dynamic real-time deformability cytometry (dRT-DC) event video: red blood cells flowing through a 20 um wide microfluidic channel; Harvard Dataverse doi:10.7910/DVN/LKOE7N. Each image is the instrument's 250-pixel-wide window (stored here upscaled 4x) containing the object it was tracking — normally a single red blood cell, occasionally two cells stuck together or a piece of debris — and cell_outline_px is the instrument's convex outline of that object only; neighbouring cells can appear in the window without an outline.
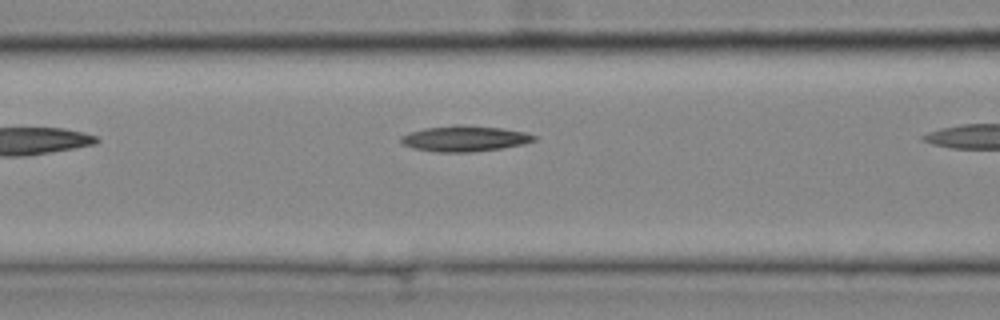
{"species": "common noctule bat (a hibernating species)", "species_latin": "Nyctalus noctula", "temperature_condition": "cold", "stored_images_in_passage": 7, "camera_frame_rate_fps": 3000, "um_per_image_px": 0.085, "animal": {"sex": "female", "body_mass_g": 25.1}, "frame": {"image": 1, "passage_image": 3, "time_ms": 0.667, "image_size_px": [1000, 320], "cell_outline_px": [[536, 140], [524, 144], [500, 148], [472, 152], [436, 152], [412, 148], [404, 144], [400, 140], [400, 136], [424, 128], [456, 124], [460, 124], [500, 128], [524, 132], [536, 136]], "centroid_in_image_um": [39.48, 11.78], "position_along_channel_um": 127.1, "area_um2": 19.88}}